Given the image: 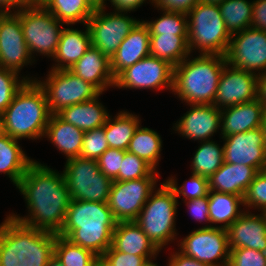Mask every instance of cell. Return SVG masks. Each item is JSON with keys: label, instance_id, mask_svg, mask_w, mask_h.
Segmentation results:
<instances>
[{"label": "cell", "instance_id": "1", "mask_svg": "<svg viewBox=\"0 0 266 266\" xmlns=\"http://www.w3.org/2000/svg\"><path fill=\"white\" fill-rule=\"evenodd\" d=\"M16 189L23 195L28 213L20 216L12 212L9 216L28 227L58 235L71 201L62 171L35 160Z\"/></svg>", "mask_w": 266, "mask_h": 266}, {"label": "cell", "instance_id": "2", "mask_svg": "<svg viewBox=\"0 0 266 266\" xmlns=\"http://www.w3.org/2000/svg\"><path fill=\"white\" fill-rule=\"evenodd\" d=\"M116 223L108 203L71 199L58 235L100 258L112 245Z\"/></svg>", "mask_w": 266, "mask_h": 266}, {"label": "cell", "instance_id": "3", "mask_svg": "<svg viewBox=\"0 0 266 266\" xmlns=\"http://www.w3.org/2000/svg\"><path fill=\"white\" fill-rule=\"evenodd\" d=\"M56 234L28 227L8 214L0 224V266H46Z\"/></svg>", "mask_w": 266, "mask_h": 266}, {"label": "cell", "instance_id": "4", "mask_svg": "<svg viewBox=\"0 0 266 266\" xmlns=\"http://www.w3.org/2000/svg\"><path fill=\"white\" fill-rule=\"evenodd\" d=\"M51 115L44 89L27 81L0 115L2 132L19 141L41 139Z\"/></svg>", "mask_w": 266, "mask_h": 266}, {"label": "cell", "instance_id": "5", "mask_svg": "<svg viewBox=\"0 0 266 266\" xmlns=\"http://www.w3.org/2000/svg\"><path fill=\"white\" fill-rule=\"evenodd\" d=\"M226 64L224 55L198 54L193 57L190 54L173 68L172 94L186 105L214 104L219 78Z\"/></svg>", "mask_w": 266, "mask_h": 266}, {"label": "cell", "instance_id": "6", "mask_svg": "<svg viewBox=\"0 0 266 266\" xmlns=\"http://www.w3.org/2000/svg\"><path fill=\"white\" fill-rule=\"evenodd\" d=\"M178 199L166 181L160 182V187L151 193L135 220L160 251L165 249L166 245L177 240Z\"/></svg>", "mask_w": 266, "mask_h": 266}, {"label": "cell", "instance_id": "7", "mask_svg": "<svg viewBox=\"0 0 266 266\" xmlns=\"http://www.w3.org/2000/svg\"><path fill=\"white\" fill-rule=\"evenodd\" d=\"M187 24L190 54L198 50L199 54L225 56L231 34L218 5L198 2L187 13Z\"/></svg>", "mask_w": 266, "mask_h": 266}, {"label": "cell", "instance_id": "8", "mask_svg": "<svg viewBox=\"0 0 266 266\" xmlns=\"http://www.w3.org/2000/svg\"><path fill=\"white\" fill-rule=\"evenodd\" d=\"M14 14L20 19L31 57L34 59V54L39 53L38 55L52 59L66 24L60 22L39 2H31Z\"/></svg>", "mask_w": 266, "mask_h": 266}, {"label": "cell", "instance_id": "9", "mask_svg": "<svg viewBox=\"0 0 266 266\" xmlns=\"http://www.w3.org/2000/svg\"><path fill=\"white\" fill-rule=\"evenodd\" d=\"M62 173L71 199L108 203L113 181L100 171L97 160H66Z\"/></svg>", "mask_w": 266, "mask_h": 266}, {"label": "cell", "instance_id": "10", "mask_svg": "<svg viewBox=\"0 0 266 266\" xmlns=\"http://www.w3.org/2000/svg\"><path fill=\"white\" fill-rule=\"evenodd\" d=\"M45 80L36 79L44 89L51 114L63 108L92 100L101 92L92 84L76 76L70 70L49 69Z\"/></svg>", "mask_w": 266, "mask_h": 266}, {"label": "cell", "instance_id": "11", "mask_svg": "<svg viewBox=\"0 0 266 266\" xmlns=\"http://www.w3.org/2000/svg\"><path fill=\"white\" fill-rule=\"evenodd\" d=\"M159 172L154 170L148 177L126 181H113L108 206L117 222L135 221L157 188Z\"/></svg>", "mask_w": 266, "mask_h": 266}, {"label": "cell", "instance_id": "12", "mask_svg": "<svg viewBox=\"0 0 266 266\" xmlns=\"http://www.w3.org/2000/svg\"><path fill=\"white\" fill-rule=\"evenodd\" d=\"M178 242L185 256L195 258L209 266H228L230 247L227 229L219 227L197 228Z\"/></svg>", "mask_w": 266, "mask_h": 266}, {"label": "cell", "instance_id": "13", "mask_svg": "<svg viewBox=\"0 0 266 266\" xmlns=\"http://www.w3.org/2000/svg\"><path fill=\"white\" fill-rule=\"evenodd\" d=\"M105 10L107 9H95L87 25L92 46L111 59L119 45L141 20L130 17L128 13L114 11L106 13Z\"/></svg>", "mask_w": 266, "mask_h": 266}, {"label": "cell", "instance_id": "14", "mask_svg": "<svg viewBox=\"0 0 266 266\" xmlns=\"http://www.w3.org/2000/svg\"><path fill=\"white\" fill-rule=\"evenodd\" d=\"M173 68L167 61L149 55L122 70L115 77L114 87L126 90L150 89L162 91V89H166L172 92Z\"/></svg>", "mask_w": 266, "mask_h": 266}, {"label": "cell", "instance_id": "15", "mask_svg": "<svg viewBox=\"0 0 266 266\" xmlns=\"http://www.w3.org/2000/svg\"><path fill=\"white\" fill-rule=\"evenodd\" d=\"M225 58L234 68L266 73V32L249 27L231 35Z\"/></svg>", "mask_w": 266, "mask_h": 266}, {"label": "cell", "instance_id": "16", "mask_svg": "<svg viewBox=\"0 0 266 266\" xmlns=\"http://www.w3.org/2000/svg\"><path fill=\"white\" fill-rule=\"evenodd\" d=\"M221 139L224 146V162L248 165L258 172L263 170L266 163V143L261 127Z\"/></svg>", "mask_w": 266, "mask_h": 266}, {"label": "cell", "instance_id": "17", "mask_svg": "<svg viewBox=\"0 0 266 266\" xmlns=\"http://www.w3.org/2000/svg\"><path fill=\"white\" fill-rule=\"evenodd\" d=\"M35 61L24 40L20 19L7 13L0 21V67L20 74L24 66Z\"/></svg>", "mask_w": 266, "mask_h": 266}, {"label": "cell", "instance_id": "18", "mask_svg": "<svg viewBox=\"0 0 266 266\" xmlns=\"http://www.w3.org/2000/svg\"><path fill=\"white\" fill-rule=\"evenodd\" d=\"M257 76L226 64L219 78L213 105L223 109L256 100Z\"/></svg>", "mask_w": 266, "mask_h": 266}, {"label": "cell", "instance_id": "19", "mask_svg": "<svg viewBox=\"0 0 266 266\" xmlns=\"http://www.w3.org/2000/svg\"><path fill=\"white\" fill-rule=\"evenodd\" d=\"M189 106V111L187 110L174 123L172 129L189 140H198L197 142L212 140L221 126V109L213 104H189Z\"/></svg>", "mask_w": 266, "mask_h": 266}, {"label": "cell", "instance_id": "20", "mask_svg": "<svg viewBox=\"0 0 266 266\" xmlns=\"http://www.w3.org/2000/svg\"><path fill=\"white\" fill-rule=\"evenodd\" d=\"M230 249L250 248L266 251V213L245 210L228 228Z\"/></svg>", "mask_w": 266, "mask_h": 266}, {"label": "cell", "instance_id": "21", "mask_svg": "<svg viewBox=\"0 0 266 266\" xmlns=\"http://www.w3.org/2000/svg\"><path fill=\"white\" fill-rule=\"evenodd\" d=\"M69 70L95 86L101 93L108 88H114L115 77L111 71L110 58L92 45Z\"/></svg>", "mask_w": 266, "mask_h": 266}, {"label": "cell", "instance_id": "22", "mask_svg": "<svg viewBox=\"0 0 266 266\" xmlns=\"http://www.w3.org/2000/svg\"><path fill=\"white\" fill-rule=\"evenodd\" d=\"M264 111L257 99L221 109V138L261 127Z\"/></svg>", "mask_w": 266, "mask_h": 266}, {"label": "cell", "instance_id": "23", "mask_svg": "<svg viewBox=\"0 0 266 266\" xmlns=\"http://www.w3.org/2000/svg\"><path fill=\"white\" fill-rule=\"evenodd\" d=\"M150 55V32L141 20L119 45L111 60V71L116 77L122 70Z\"/></svg>", "mask_w": 266, "mask_h": 266}, {"label": "cell", "instance_id": "24", "mask_svg": "<svg viewBox=\"0 0 266 266\" xmlns=\"http://www.w3.org/2000/svg\"><path fill=\"white\" fill-rule=\"evenodd\" d=\"M85 29L79 30L71 28H63L60 41L56 52L52 57L55 64L51 69L69 70L91 47V34L88 25H84Z\"/></svg>", "mask_w": 266, "mask_h": 266}, {"label": "cell", "instance_id": "25", "mask_svg": "<svg viewBox=\"0 0 266 266\" xmlns=\"http://www.w3.org/2000/svg\"><path fill=\"white\" fill-rule=\"evenodd\" d=\"M112 246L120 252L138 256H158L161 252L136 221H120L113 231Z\"/></svg>", "mask_w": 266, "mask_h": 266}, {"label": "cell", "instance_id": "26", "mask_svg": "<svg viewBox=\"0 0 266 266\" xmlns=\"http://www.w3.org/2000/svg\"><path fill=\"white\" fill-rule=\"evenodd\" d=\"M257 173L254 167L224 162L209 178V190L243 197Z\"/></svg>", "mask_w": 266, "mask_h": 266}, {"label": "cell", "instance_id": "27", "mask_svg": "<svg viewBox=\"0 0 266 266\" xmlns=\"http://www.w3.org/2000/svg\"><path fill=\"white\" fill-rule=\"evenodd\" d=\"M102 94L104 93H100L92 100L63 108L57 115L84 132L102 127L110 116L106 107L99 101Z\"/></svg>", "mask_w": 266, "mask_h": 266}, {"label": "cell", "instance_id": "28", "mask_svg": "<svg viewBox=\"0 0 266 266\" xmlns=\"http://www.w3.org/2000/svg\"><path fill=\"white\" fill-rule=\"evenodd\" d=\"M84 131L65 122L57 114H52L43 138L66 156V159L80 157Z\"/></svg>", "mask_w": 266, "mask_h": 266}, {"label": "cell", "instance_id": "29", "mask_svg": "<svg viewBox=\"0 0 266 266\" xmlns=\"http://www.w3.org/2000/svg\"><path fill=\"white\" fill-rule=\"evenodd\" d=\"M34 161L22 150L19 140L3 132L0 134V173L8 176L13 185H18Z\"/></svg>", "mask_w": 266, "mask_h": 266}, {"label": "cell", "instance_id": "30", "mask_svg": "<svg viewBox=\"0 0 266 266\" xmlns=\"http://www.w3.org/2000/svg\"><path fill=\"white\" fill-rule=\"evenodd\" d=\"M208 203L211 227L227 229L245 211L243 197L231 193L209 190Z\"/></svg>", "mask_w": 266, "mask_h": 266}, {"label": "cell", "instance_id": "31", "mask_svg": "<svg viewBox=\"0 0 266 266\" xmlns=\"http://www.w3.org/2000/svg\"><path fill=\"white\" fill-rule=\"evenodd\" d=\"M139 115L122 110L113 118L110 115L105 123V137L109 148L127 151L135 130L141 124Z\"/></svg>", "mask_w": 266, "mask_h": 266}, {"label": "cell", "instance_id": "32", "mask_svg": "<svg viewBox=\"0 0 266 266\" xmlns=\"http://www.w3.org/2000/svg\"><path fill=\"white\" fill-rule=\"evenodd\" d=\"M187 39L188 35H150V55L175 67L190 55Z\"/></svg>", "mask_w": 266, "mask_h": 266}, {"label": "cell", "instance_id": "33", "mask_svg": "<svg viewBox=\"0 0 266 266\" xmlns=\"http://www.w3.org/2000/svg\"><path fill=\"white\" fill-rule=\"evenodd\" d=\"M161 135L148 127H142L141 124L135 130L130 141L128 152L137 155L149 164L154 170H157L161 160L162 149Z\"/></svg>", "mask_w": 266, "mask_h": 266}, {"label": "cell", "instance_id": "34", "mask_svg": "<svg viewBox=\"0 0 266 266\" xmlns=\"http://www.w3.org/2000/svg\"><path fill=\"white\" fill-rule=\"evenodd\" d=\"M39 3L67 27L77 23L84 27L95 11L87 0H41Z\"/></svg>", "mask_w": 266, "mask_h": 266}, {"label": "cell", "instance_id": "35", "mask_svg": "<svg viewBox=\"0 0 266 266\" xmlns=\"http://www.w3.org/2000/svg\"><path fill=\"white\" fill-rule=\"evenodd\" d=\"M192 159V174L210 178L224 163V146L216 141H201Z\"/></svg>", "mask_w": 266, "mask_h": 266}, {"label": "cell", "instance_id": "36", "mask_svg": "<svg viewBox=\"0 0 266 266\" xmlns=\"http://www.w3.org/2000/svg\"><path fill=\"white\" fill-rule=\"evenodd\" d=\"M231 35L248 29L252 20L253 0H225L218 5Z\"/></svg>", "mask_w": 266, "mask_h": 266}, {"label": "cell", "instance_id": "37", "mask_svg": "<svg viewBox=\"0 0 266 266\" xmlns=\"http://www.w3.org/2000/svg\"><path fill=\"white\" fill-rule=\"evenodd\" d=\"M54 255L64 266H93L99 260L92 251L75 245L57 234Z\"/></svg>", "mask_w": 266, "mask_h": 266}, {"label": "cell", "instance_id": "38", "mask_svg": "<svg viewBox=\"0 0 266 266\" xmlns=\"http://www.w3.org/2000/svg\"><path fill=\"white\" fill-rule=\"evenodd\" d=\"M161 12H163V15L155 20H142L148 27L150 35H188L186 13L165 10H162Z\"/></svg>", "mask_w": 266, "mask_h": 266}, {"label": "cell", "instance_id": "39", "mask_svg": "<svg viewBox=\"0 0 266 266\" xmlns=\"http://www.w3.org/2000/svg\"><path fill=\"white\" fill-rule=\"evenodd\" d=\"M19 75L21 74L0 67V115L27 81H36L37 79L36 77H27L28 75L26 77Z\"/></svg>", "mask_w": 266, "mask_h": 266}, {"label": "cell", "instance_id": "40", "mask_svg": "<svg viewBox=\"0 0 266 266\" xmlns=\"http://www.w3.org/2000/svg\"><path fill=\"white\" fill-rule=\"evenodd\" d=\"M175 176L168 177L165 181L174 190L176 197L182 196V201H188L200 197H206L209 193V179L200 175L192 174L190 178L178 186Z\"/></svg>", "mask_w": 266, "mask_h": 266}, {"label": "cell", "instance_id": "41", "mask_svg": "<svg viewBox=\"0 0 266 266\" xmlns=\"http://www.w3.org/2000/svg\"><path fill=\"white\" fill-rule=\"evenodd\" d=\"M243 203L245 210L250 211L253 208L266 213V175L262 171L255 175L248 186L243 196Z\"/></svg>", "mask_w": 266, "mask_h": 266}, {"label": "cell", "instance_id": "42", "mask_svg": "<svg viewBox=\"0 0 266 266\" xmlns=\"http://www.w3.org/2000/svg\"><path fill=\"white\" fill-rule=\"evenodd\" d=\"M109 148L104 127L85 131L80 157L97 160Z\"/></svg>", "mask_w": 266, "mask_h": 266}, {"label": "cell", "instance_id": "43", "mask_svg": "<svg viewBox=\"0 0 266 266\" xmlns=\"http://www.w3.org/2000/svg\"><path fill=\"white\" fill-rule=\"evenodd\" d=\"M154 169L143 159L128 151L123 156L118 181L141 179L148 177Z\"/></svg>", "mask_w": 266, "mask_h": 266}, {"label": "cell", "instance_id": "44", "mask_svg": "<svg viewBox=\"0 0 266 266\" xmlns=\"http://www.w3.org/2000/svg\"><path fill=\"white\" fill-rule=\"evenodd\" d=\"M157 256H138L117 251L112 245L103 253L100 259L106 266H141L147 260Z\"/></svg>", "mask_w": 266, "mask_h": 266}, {"label": "cell", "instance_id": "45", "mask_svg": "<svg viewBox=\"0 0 266 266\" xmlns=\"http://www.w3.org/2000/svg\"><path fill=\"white\" fill-rule=\"evenodd\" d=\"M125 150L108 148L98 159L100 171L112 181H118V174Z\"/></svg>", "mask_w": 266, "mask_h": 266}, {"label": "cell", "instance_id": "46", "mask_svg": "<svg viewBox=\"0 0 266 266\" xmlns=\"http://www.w3.org/2000/svg\"><path fill=\"white\" fill-rule=\"evenodd\" d=\"M228 266H266L265 252L250 248L230 249Z\"/></svg>", "mask_w": 266, "mask_h": 266}, {"label": "cell", "instance_id": "47", "mask_svg": "<svg viewBox=\"0 0 266 266\" xmlns=\"http://www.w3.org/2000/svg\"><path fill=\"white\" fill-rule=\"evenodd\" d=\"M185 205L189 209L191 216L196 221H199L200 223L209 224L202 226V228H210L211 222L209 219V203H208V196L206 197H200L188 201H184Z\"/></svg>", "mask_w": 266, "mask_h": 266}, {"label": "cell", "instance_id": "48", "mask_svg": "<svg viewBox=\"0 0 266 266\" xmlns=\"http://www.w3.org/2000/svg\"><path fill=\"white\" fill-rule=\"evenodd\" d=\"M198 2L199 0H153L152 5L158 11L165 10L187 14Z\"/></svg>", "mask_w": 266, "mask_h": 266}, {"label": "cell", "instance_id": "49", "mask_svg": "<svg viewBox=\"0 0 266 266\" xmlns=\"http://www.w3.org/2000/svg\"><path fill=\"white\" fill-rule=\"evenodd\" d=\"M250 27L266 32V0H253Z\"/></svg>", "mask_w": 266, "mask_h": 266}, {"label": "cell", "instance_id": "50", "mask_svg": "<svg viewBox=\"0 0 266 266\" xmlns=\"http://www.w3.org/2000/svg\"><path fill=\"white\" fill-rule=\"evenodd\" d=\"M109 1L111 6L113 7L114 12H123L130 13L131 11H136L139 7H141L147 0H105ZM151 4H153V0H148Z\"/></svg>", "mask_w": 266, "mask_h": 266}, {"label": "cell", "instance_id": "51", "mask_svg": "<svg viewBox=\"0 0 266 266\" xmlns=\"http://www.w3.org/2000/svg\"><path fill=\"white\" fill-rule=\"evenodd\" d=\"M167 266H209L205 263H202L195 258L185 256L179 250L176 252H171L168 259Z\"/></svg>", "mask_w": 266, "mask_h": 266}, {"label": "cell", "instance_id": "52", "mask_svg": "<svg viewBox=\"0 0 266 266\" xmlns=\"http://www.w3.org/2000/svg\"><path fill=\"white\" fill-rule=\"evenodd\" d=\"M29 3L28 0H0V8L7 13H15Z\"/></svg>", "mask_w": 266, "mask_h": 266}, {"label": "cell", "instance_id": "53", "mask_svg": "<svg viewBox=\"0 0 266 266\" xmlns=\"http://www.w3.org/2000/svg\"><path fill=\"white\" fill-rule=\"evenodd\" d=\"M256 99L266 109V73H262L257 76Z\"/></svg>", "mask_w": 266, "mask_h": 266}, {"label": "cell", "instance_id": "54", "mask_svg": "<svg viewBox=\"0 0 266 266\" xmlns=\"http://www.w3.org/2000/svg\"><path fill=\"white\" fill-rule=\"evenodd\" d=\"M87 2L94 8V9H99V8H106L107 2L105 0H87ZM106 3V4H105Z\"/></svg>", "mask_w": 266, "mask_h": 266}, {"label": "cell", "instance_id": "55", "mask_svg": "<svg viewBox=\"0 0 266 266\" xmlns=\"http://www.w3.org/2000/svg\"><path fill=\"white\" fill-rule=\"evenodd\" d=\"M46 266H64L60 260L54 255L49 262L47 263Z\"/></svg>", "mask_w": 266, "mask_h": 266}, {"label": "cell", "instance_id": "56", "mask_svg": "<svg viewBox=\"0 0 266 266\" xmlns=\"http://www.w3.org/2000/svg\"><path fill=\"white\" fill-rule=\"evenodd\" d=\"M225 0H199L201 3H207V4H213V5H219Z\"/></svg>", "mask_w": 266, "mask_h": 266}, {"label": "cell", "instance_id": "57", "mask_svg": "<svg viewBox=\"0 0 266 266\" xmlns=\"http://www.w3.org/2000/svg\"><path fill=\"white\" fill-rule=\"evenodd\" d=\"M261 128L263 129V133H264V136H265V143H266V109L264 111L263 121H262V124H261Z\"/></svg>", "mask_w": 266, "mask_h": 266}, {"label": "cell", "instance_id": "58", "mask_svg": "<svg viewBox=\"0 0 266 266\" xmlns=\"http://www.w3.org/2000/svg\"><path fill=\"white\" fill-rule=\"evenodd\" d=\"M156 260V258H154V259H149V260H147L143 265H141V266H159V265H157V263H154L153 261H155Z\"/></svg>", "mask_w": 266, "mask_h": 266}, {"label": "cell", "instance_id": "59", "mask_svg": "<svg viewBox=\"0 0 266 266\" xmlns=\"http://www.w3.org/2000/svg\"><path fill=\"white\" fill-rule=\"evenodd\" d=\"M7 14V12L0 8V21L3 19V17Z\"/></svg>", "mask_w": 266, "mask_h": 266}, {"label": "cell", "instance_id": "60", "mask_svg": "<svg viewBox=\"0 0 266 266\" xmlns=\"http://www.w3.org/2000/svg\"><path fill=\"white\" fill-rule=\"evenodd\" d=\"M93 266H106L103 261L99 258V260Z\"/></svg>", "mask_w": 266, "mask_h": 266}, {"label": "cell", "instance_id": "61", "mask_svg": "<svg viewBox=\"0 0 266 266\" xmlns=\"http://www.w3.org/2000/svg\"><path fill=\"white\" fill-rule=\"evenodd\" d=\"M262 172L266 175V163L264 164Z\"/></svg>", "mask_w": 266, "mask_h": 266}, {"label": "cell", "instance_id": "62", "mask_svg": "<svg viewBox=\"0 0 266 266\" xmlns=\"http://www.w3.org/2000/svg\"><path fill=\"white\" fill-rule=\"evenodd\" d=\"M2 133L1 116H0V134Z\"/></svg>", "mask_w": 266, "mask_h": 266}, {"label": "cell", "instance_id": "63", "mask_svg": "<svg viewBox=\"0 0 266 266\" xmlns=\"http://www.w3.org/2000/svg\"><path fill=\"white\" fill-rule=\"evenodd\" d=\"M30 3L31 2H40L41 0H28Z\"/></svg>", "mask_w": 266, "mask_h": 266}]
</instances>
